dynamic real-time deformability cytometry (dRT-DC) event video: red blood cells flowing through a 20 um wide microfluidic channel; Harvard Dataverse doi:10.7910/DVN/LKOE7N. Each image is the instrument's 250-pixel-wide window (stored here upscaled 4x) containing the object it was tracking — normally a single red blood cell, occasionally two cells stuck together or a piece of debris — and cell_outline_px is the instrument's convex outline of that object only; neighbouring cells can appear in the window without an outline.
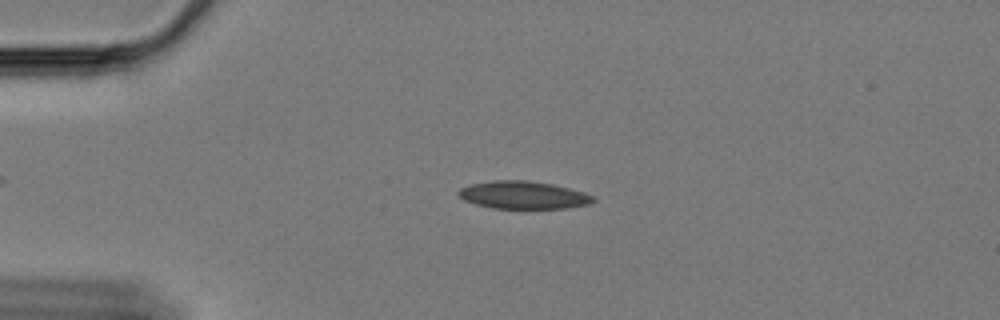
{"species": "Egyptian fruit bat (a non-hibernating species)", "species_latin": "Rousettus aegyptiacus", "temperature_condition": "cold", "stored_images_in_passage": 59, "camera_frame_rate_fps": 3000, "um_per_image_px": 0.085, "animal": {"sex": "female"}, "frame": {"image": 1, "passage_image": 13, "time_ms": 4.0, "image_size_px": [1000, 320], "cell_outline_px": [[596, 200], [592, 204], [568, 208], [492, 208], [476, 204], [464, 200], [456, 192], [460, 188], [472, 184], [496, 180], [528, 180], [552, 184], [584, 192], [596, 196]], "centroid_in_image_um": [44.53, 16.58], "position_along_channel_um": 40.5, "area_um2": 21.79}}
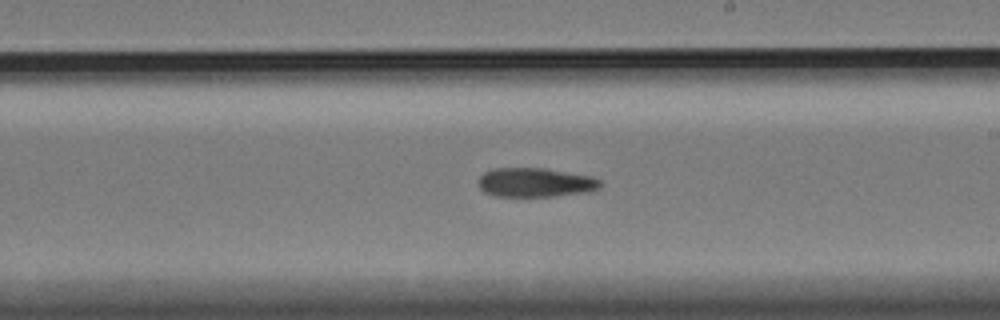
{"frame": {"image": 2, "passage_image": 34, "time_ms": 11.0, "image_size_px": [1000, 320], "cell_outline_px": [[600, 188], [588, 192], [552, 196], [496, 196], [484, 192], [480, 188], [480, 176], [484, 172], [492, 168], [544, 168], [592, 176], [600, 180]], "centroid_in_image_um": [45.51, 15.5], "position_along_channel_um": 243.5, "area_um2": 20.63}}
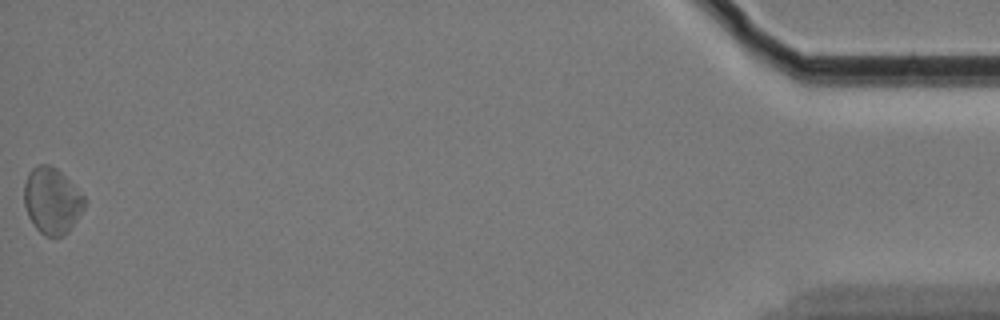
{"frame": {"image": 3, "passage_image": 59, "time_ms": 19.333, "image_size_px": [1000, 320], "cell_outline_px": [[88, 200], [84, 208], [68, 232], [64, 236], [44, 236], [36, 228], [28, 216], [24, 204], [24, 184], [28, 172], [36, 164], [48, 164], [56, 168]], "centroid_in_image_um": [4.4, 17.06], "position_along_channel_um": 430.8, "area_um2": 23.29}}